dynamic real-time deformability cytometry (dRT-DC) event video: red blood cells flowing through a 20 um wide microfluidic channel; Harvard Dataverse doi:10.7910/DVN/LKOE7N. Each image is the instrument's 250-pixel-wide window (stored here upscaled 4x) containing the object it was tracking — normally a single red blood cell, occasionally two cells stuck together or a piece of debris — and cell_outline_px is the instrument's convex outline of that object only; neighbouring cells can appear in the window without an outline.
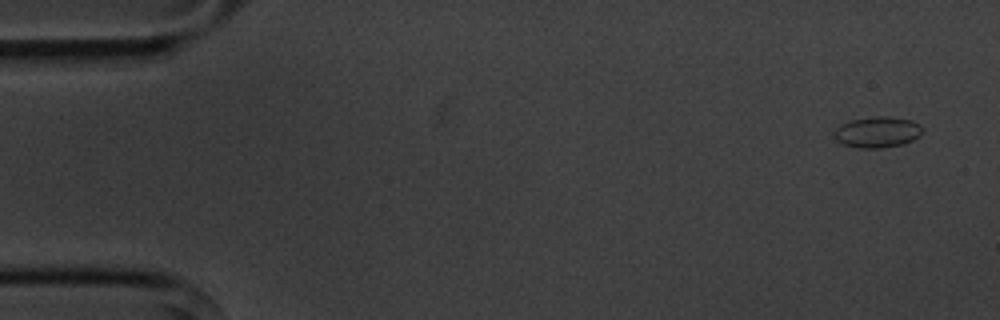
{"species": "common noctule bat (a hibernating species)", "species_latin": "Nyctalus noctula", "temperature_condition": "cold", "stored_images_in_passage": 5, "camera_frame_rate_fps": 3000, "um_per_image_px": 0.085, "animal": {"sex": "male", "body_mass_g": 20.1, "forearm_length_mm": 53.5}, "frame": {"image": 1, "passage_image": 1, "time_ms": 0.0, "image_size_px": [1000, 320], "cell_outline_px": [[924, 132], [920, 136], [904, 144], [880, 148], [860, 148], [844, 144], [836, 140], [832, 136], [832, 132], [840, 124], [852, 120], [876, 116], [888, 116], [912, 120], [920, 124]], "centroid_in_image_um": [74.58, 11.23], "position_along_channel_um": 10.4, "area_um2": 16.13}}